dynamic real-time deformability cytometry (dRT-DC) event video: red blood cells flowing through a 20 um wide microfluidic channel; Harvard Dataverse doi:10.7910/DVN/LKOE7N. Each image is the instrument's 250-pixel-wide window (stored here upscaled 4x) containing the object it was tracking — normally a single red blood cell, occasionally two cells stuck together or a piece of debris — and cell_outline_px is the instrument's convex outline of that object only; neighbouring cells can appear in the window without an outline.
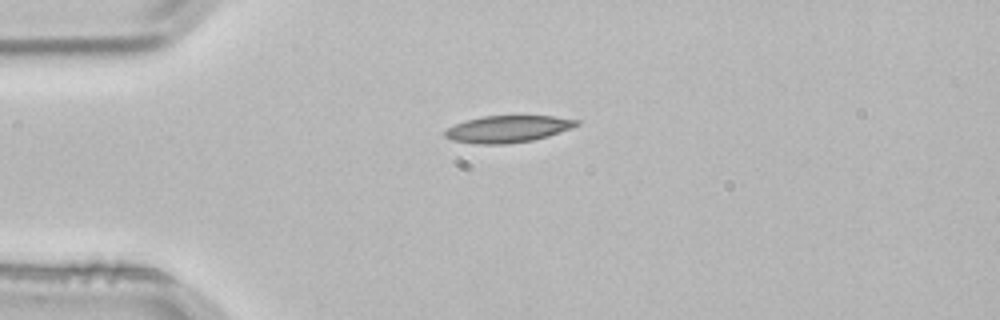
{"species": "common noctule bat (a hibernating species)", "species_latin": "Nyctalus noctula", "temperature_condition": "room temperature", "stored_images_in_passage": 3, "camera_frame_rate_fps": 3000, "um_per_image_px": 0.085, "animal": {"sex": "male", "body_mass_g": 21.5, "forearm_length_mm": 52.0}, "frame": {"image": 1, "passage_image": 3, "time_ms": 0.667, "image_size_px": [1000, 320], "cell_outline_px": [[580, 124], [572, 128], [548, 136], [532, 140], [504, 144], [476, 144], [452, 140], [444, 136], [444, 132], [448, 128], [456, 124], [468, 120], [484, 116], [552, 116], [580, 120]], "centroid_in_image_um": [43.19, 10.96], "position_along_channel_um": 41.8, "area_um2": 20.46}}